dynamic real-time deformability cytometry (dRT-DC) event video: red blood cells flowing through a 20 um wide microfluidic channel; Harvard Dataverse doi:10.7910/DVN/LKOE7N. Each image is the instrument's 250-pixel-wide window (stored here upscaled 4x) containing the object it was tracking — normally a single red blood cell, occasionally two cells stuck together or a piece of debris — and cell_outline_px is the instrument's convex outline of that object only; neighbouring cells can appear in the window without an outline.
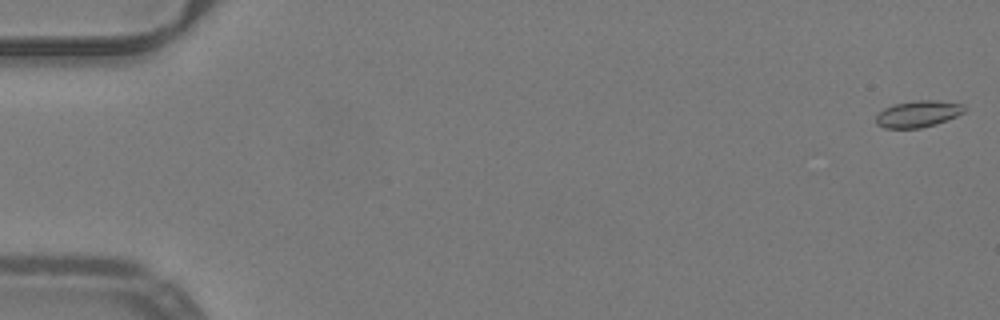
{"species": "common noctule bat (a hibernating species)", "species_latin": "Nyctalus noctula", "temperature_condition": "warm", "stored_images_in_passage": 53, "camera_frame_rate_fps": 3000, "um_per_image_px": 0.085, "animal": {"sex": "male", "body_mass_g": 19.2, "forearm_length_mm": 51.8}, "frame": {"image": 1, "passage_image": 1, "time_ms": 0.0, "image_size_px": [1000, 320], "cell_outline_px": [[964, 112], [956, 116], [936, 124], [920, 128], [884, 128], [876, 124], [876, 116], [884, 108], [896, 104], [920, 100], [932, 100], [964, 104]], "centroid_in_image_um": [78.02, 9.69], "position_along_channel_um": 7.0, "area_um2": 13.47}}
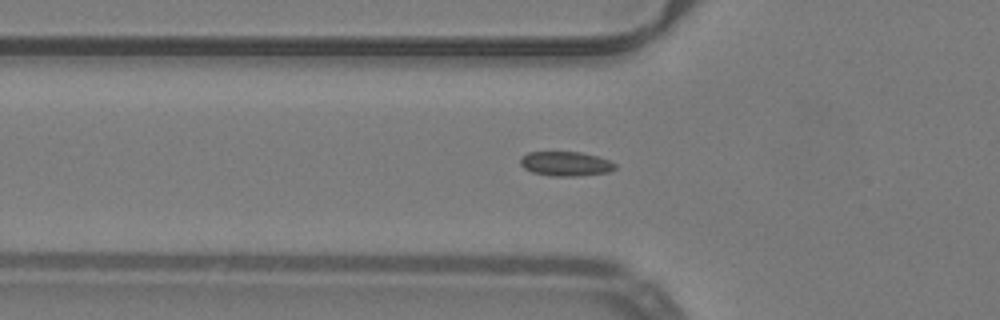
{"frame": {"image": 2, "passage_image": 19, "time_ms": 6.0, "image_size_px": [1000, 320], "cell_outline_px": [[616, 168], [608, 172], [576, 176], [552, 176], [532, 172], [524, 168], [520, 164], [520, 156], [528, 152], [580, 152], [596, 156], [608, 160], [616, 164]], "centroid_in_image_um": [48.05, 13.92], "position_along_channel_um": 77.8, "area_um2": 13.47}}
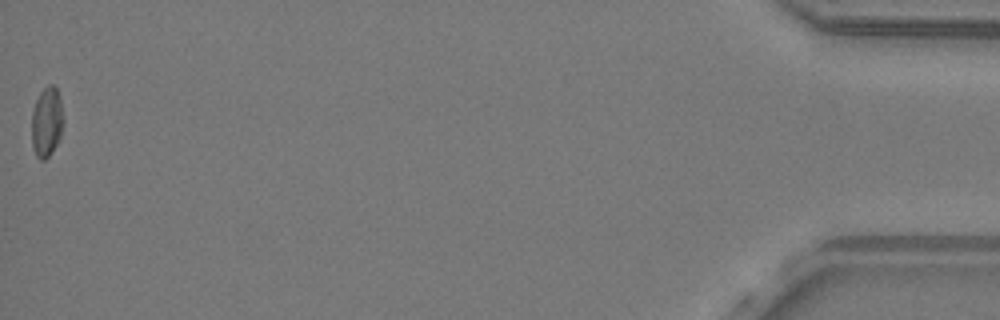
{"frame": {"image": 3, "passage_image": 53, "time_ms": 17.333, "image_size_px": [1000, 320], "cell_outline_px": [[64, 124], [60, 140], [52, 152], [44, 160], [40, 160], [36, 156], [32, 148], [32, 112], [36, 100], [40, 92], [48, 84], [52, 84], [56, 88], [60, 96], [64, 120]], "centroid_in_image_um": [3.99, 10.38], "position_along_channel_um": 431.2, "area_um2": 13.24}}